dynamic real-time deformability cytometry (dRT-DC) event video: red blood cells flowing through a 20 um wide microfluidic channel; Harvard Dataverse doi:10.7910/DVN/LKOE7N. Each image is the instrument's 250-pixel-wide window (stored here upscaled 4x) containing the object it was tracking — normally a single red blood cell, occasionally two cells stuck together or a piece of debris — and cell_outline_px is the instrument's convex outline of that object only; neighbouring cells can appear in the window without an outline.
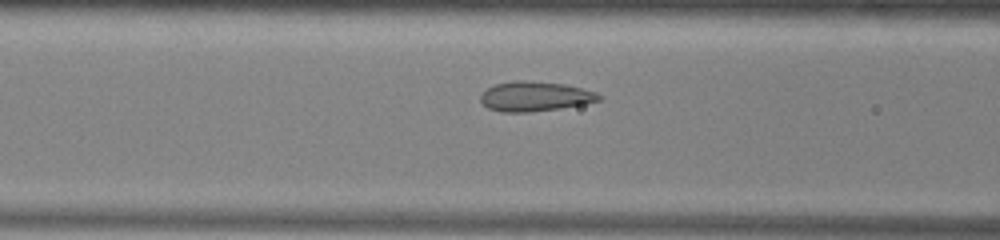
{"species": "common noctule bat (a hibernating species)", "species_latin": "Nyctalus noctula", "temperature_condition": "warm", "stored_images_in_passage": 9, "camera_frame_rate_fps": 3000, "um_per_image_px": 0.085, "animal": {"sex": "male", "body_mass_g": 13.0, "forearm_length_mm": 53.1}, "frame": {"image": 1, "passage_image": 7, "time_ms": 2.0, "image_size_px": [1000, 240], "cell_outline_px": [[604, 96], [600, 100], [584, 104], [560, 108], [528, 112], [500, 112], [488, 108], [480, 100], [480, 92], [496, 84], [512, 80], [524, 80], [564, 84], [596, 92]], "centroid_in_image_um": [45.45, 8.19], "position_along_channel_um": 121.1, "area_um2": 20.58}}